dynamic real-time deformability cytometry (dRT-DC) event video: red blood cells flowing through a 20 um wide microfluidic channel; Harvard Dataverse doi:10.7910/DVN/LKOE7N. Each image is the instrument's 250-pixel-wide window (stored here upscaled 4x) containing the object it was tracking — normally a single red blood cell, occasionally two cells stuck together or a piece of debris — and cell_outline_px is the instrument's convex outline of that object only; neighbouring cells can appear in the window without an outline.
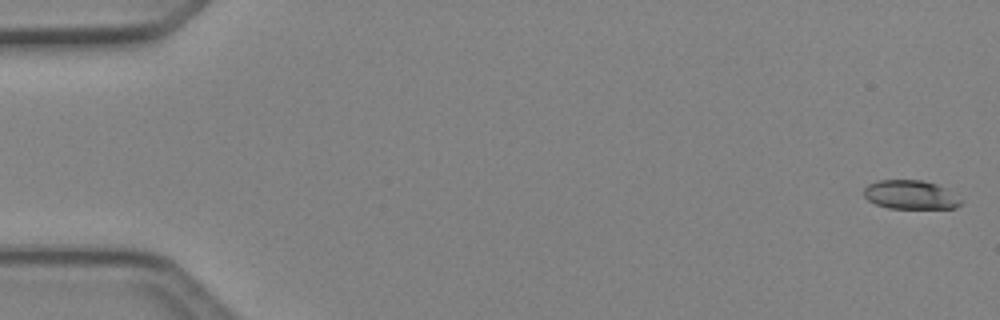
{"species": "Egyptian fruit bat (a non-hibernating species)", "species_latin": "Rousettus aegyptiacus", "temperature_condition": "cold", "stored_images_in_passage": 5, "camera_frame_rate_fps": 3000, "um_per_image_px": 0.085, "animal": {"sex": "female"}, "frame": {"image": 1, "passage_image": 1, "time_ms": 0.0, "image_size_px": [1000, 320], "cell_outline_px": [[964, 200], [956, 208], [888, 208], [876, 204], [868, 200], [864, 196], [864, 188], [868, 184], [876, 180], [924, 180], [936, 184], [944, 188]], "centroid_in_image_um": [77.38, 16.55], "position_along_channel_um": 7.6, "area_um2": 16.36}}
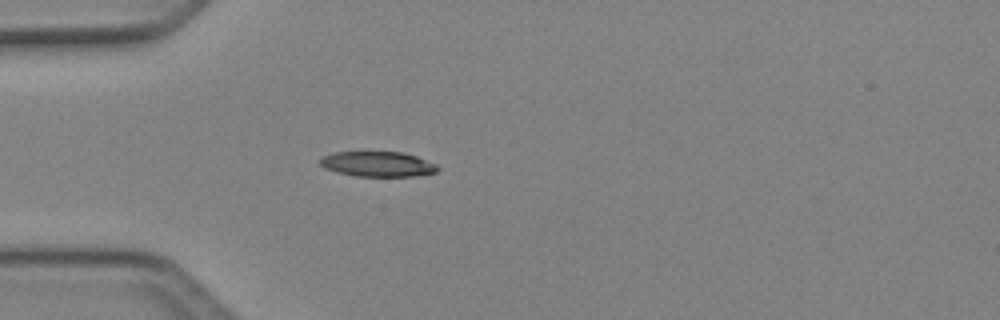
{"frame": {"image": 2, "passage_image": 5, "time_ms": 1.333, "image_size_px": [1000, 320], "cell_outline_px": [[440, 168], [436, 172], [412, 176], [356, 176], [336, 172], [324, 168], [320, 164], [320, 160], [324, 156], [336, 152], [400, 152], [416, 156], [436, 164]], "centroid_in_image_um": [32.1, 13.95], "position_along_channel_um": 52.9, "area_um2": 17.05}}